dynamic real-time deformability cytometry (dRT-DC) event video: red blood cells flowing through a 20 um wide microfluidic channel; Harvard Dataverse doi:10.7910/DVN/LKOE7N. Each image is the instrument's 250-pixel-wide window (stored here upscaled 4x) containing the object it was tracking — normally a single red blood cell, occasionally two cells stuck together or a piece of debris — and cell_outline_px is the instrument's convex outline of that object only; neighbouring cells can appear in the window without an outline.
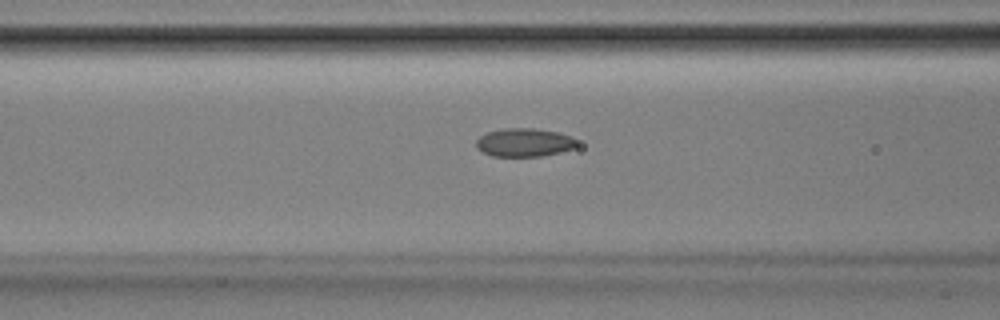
{"species": "Egyptian fruit bat (a non-hibernating species)", "species_latin": "Rousettus aegyptiacus", "temperature_condition": "room temperature", "stored_images_in_passage": 38, "camera_frame_rate_fps": 3000, "um_per_image_px": 0.085, "animal": {"sex": "male"}, "frame": {"image": 1, "passage_image": 7, "time_ms": 2.0, "image_size_px": [1000, 320], "cell_outline_px": [[576, 144], [572, 148], [560, 152], [544, 156], [492, 156], [476, 148], [476, 140], [480, 136], [488, 132], [504, 128], [532, 128], [556, 132], [572, 136], [576, 140]], "centroid_in_image_um": [44.54, 12.11], "position_along_channel_um": 122.1, "area_um2": 16.53}}
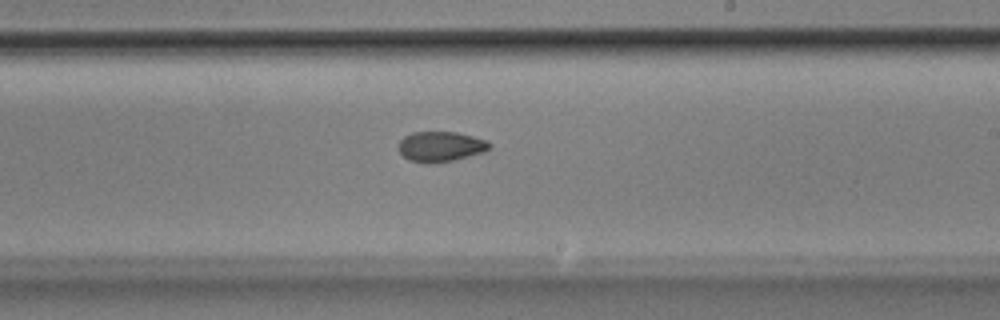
{"frame": {"image": 2, "passage_image": 17, "time_ms": 5.333, "image_size_px": [1000, 320], "cell_outline_px": [[492, 148], [484, 152], [452, 160], [428, 164], [408, 160], [400, 152], [400, 140], [404, 136], [412, 132], [456, 132], [488, 140], [492, 144]], "centroid_in_image_um": [37.49, 12.45], "position_along_channel_um": 251.5, "area_um2": 16.01}}
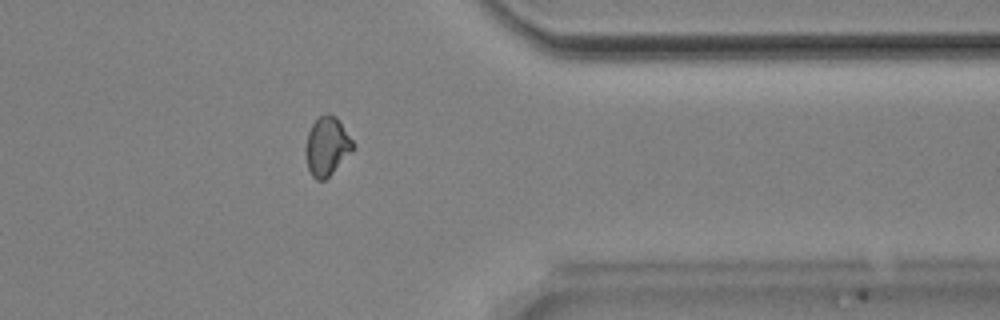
{"frame": {"image": 3, "passage_image": 28, "time_ms": 9.0, "image_size_px": [1000, 320], "cell_outline_px": [[356, 144], [352, 152], [324, 180], [316, 180], [312, 176], [308, 168], [304, 152], [304, 148], [308, 132], [312, 124], [320, 116], [336, 116]], "centroid_in_image_um": [27.79, 12.45], "position_along_channel_um": 383.6, "area_um2": 16.13}, "authors_computed_cell_mechanics": {"area_um2": 16.0973, "velocity_mm_per_s": 3.8946, "shape_relaxation_time_tau1_ms": 4.6523, "shape_relaxation_time_tau2_ms": 2.6139, "deformation_change_tau1": 0.0858, "deformation_change_tau2": 0.053}}